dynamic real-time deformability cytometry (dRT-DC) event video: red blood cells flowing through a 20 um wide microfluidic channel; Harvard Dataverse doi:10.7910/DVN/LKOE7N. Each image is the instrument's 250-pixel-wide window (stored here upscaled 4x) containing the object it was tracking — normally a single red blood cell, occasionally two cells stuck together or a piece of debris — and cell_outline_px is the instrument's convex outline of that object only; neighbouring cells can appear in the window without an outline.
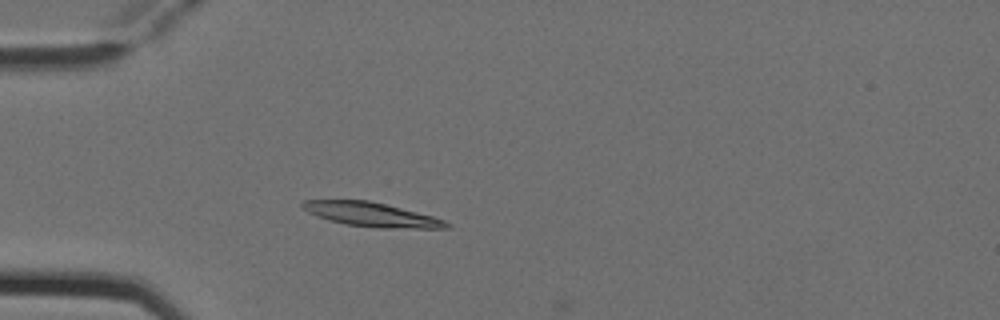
{"species": "Egyptian fruit bat (a non-hibernating species)", "species_latin": "Rousettus aegyptiacus", "temperature_condition": "cold", "stored_images_in_passage": 3, "camera_frame_rate_fps": 3000, "um_per_image_px": 0.085, "animal": {"sex": "female"}, "frame": {"image": 1, "passage_image": 3, "time_ms": 0.667, "image_size_px": [1000, 320], "cell_outline_px": [[452, 228], [380, 228], [344, 224], [328, 220], [316, 216], [300, 208], [300, 204], [304, 200], [368, 200], [432, 216], [444, 220], [452, 224]], "centroid_in_image_um": [31.54, 18.24], "position_along_channel_um": 53.5, "area_um2": 20.23}}